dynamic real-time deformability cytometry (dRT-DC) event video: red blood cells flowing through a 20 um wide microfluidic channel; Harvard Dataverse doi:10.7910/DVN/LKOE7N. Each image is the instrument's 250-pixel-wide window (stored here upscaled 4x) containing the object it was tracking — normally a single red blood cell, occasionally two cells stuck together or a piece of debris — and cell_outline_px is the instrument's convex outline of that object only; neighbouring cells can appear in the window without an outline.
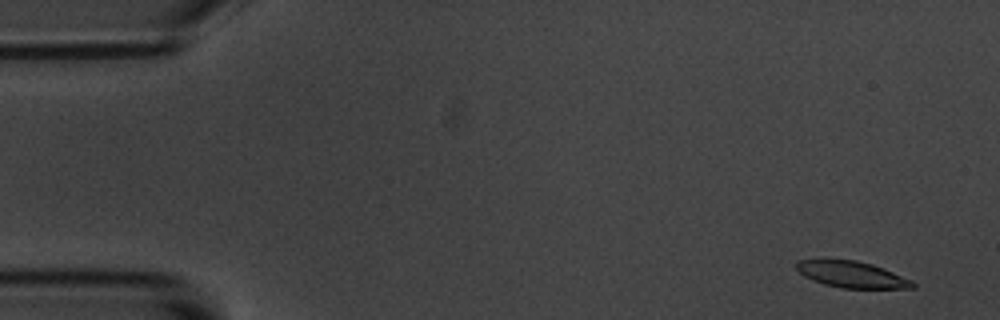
{"species": "common noctule bat (a hibernating species)", "species_latin": "Nyctalus noctula", "temperature_condition": "room temperature", "stored_images_in_passage": 5, "camera_frame_rate_fps": 3000, "um_per_image_px": 0.085, "animal": {"sex": "male", "body_mass_g": 20.1, "forearm_length_mm": 53.5}, "frame": {"image": 1, "passage_image": 1, "time_ms": 0.0, "image_size_px": [1000, 320], "cell_outline_px": [[916, 288], [840, 288], [824, 284], [812, 280], [804, 276], [796, 268], [796, 264], [800, 260], [824, 256], [856, 260], [872, 264], [884, 268], [912, 280], [916, 284]], "centroid_in_image_um": [72.35, 23.28], "position_along_channel_um": 12.7, "area_um2": 18.55}}
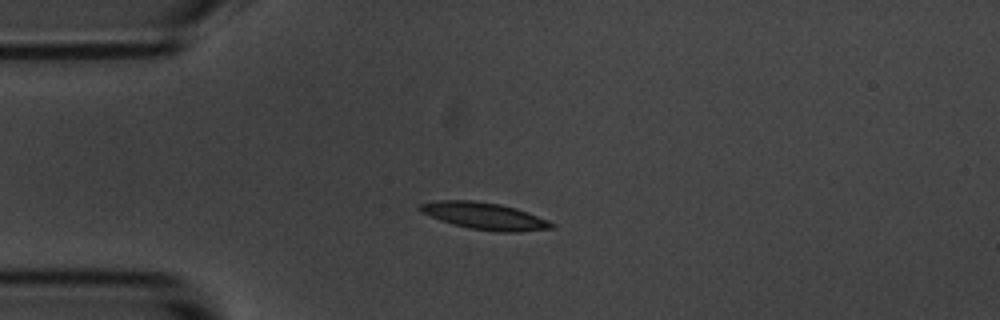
{"frame": {"image": 2, "passage_image": 4, "time_ms": 3.667, "image_size_px": [1000, 320], "cell_outline_px": [[556, 228], [520, 232], [500, 232], [468, 228], [452, 224], [440, 220], [420, 212], [416, 208], [420, 204], [436, 200], [476, 200], [500, 204], [516, 208], [528, 212], [548, 220], [556, 224]], "centroid_in_image_um": [41.2, 18.36], "position_along_channel_um": 43.8, "area_um2": 20.98}}